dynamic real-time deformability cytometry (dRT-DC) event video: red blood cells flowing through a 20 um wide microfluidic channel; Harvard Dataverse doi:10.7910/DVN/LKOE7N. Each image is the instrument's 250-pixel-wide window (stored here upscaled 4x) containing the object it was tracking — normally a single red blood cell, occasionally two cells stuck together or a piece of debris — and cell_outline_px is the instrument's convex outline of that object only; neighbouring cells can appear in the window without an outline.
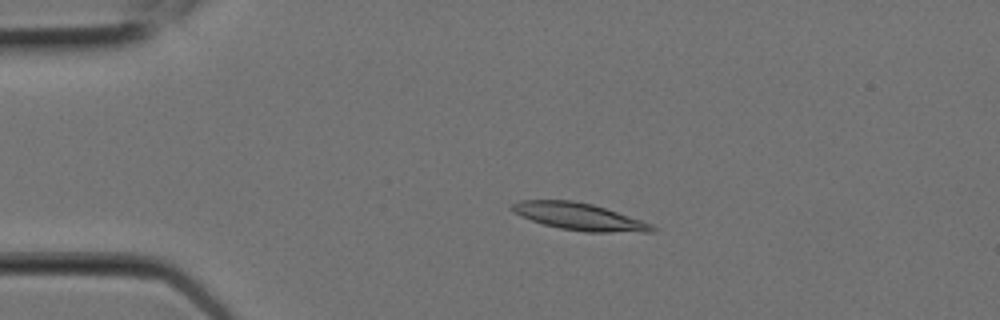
{"species": "Egyptian fruit bat (a non-hibernating species)", "species_latin": "Rousettus aegyptiacus", "temperature_condition": "room temperature", "stored_images_in_passage": 10, "camera_frame_rate_fps": 3000, "um_per_image_px": 0.085, "animal": {"sex": "female"}, "frame": {"image": 1, "passage_image": 4, "time_ms": 1.0, "image_size_px": [1000, 320], "cell_outline_px": [[656, 232], [584, 232], [560, 228], [544, 224], [520, 216], [512, 212], [508, 208], [512, 204], [520, 200], [572, 200], [592, 204], [652, 224], [656, 228]], "centroid_in_image_um": [49.19, 18.41], "position_along_channel_um": 35.8, "area_um2": 22.02}}
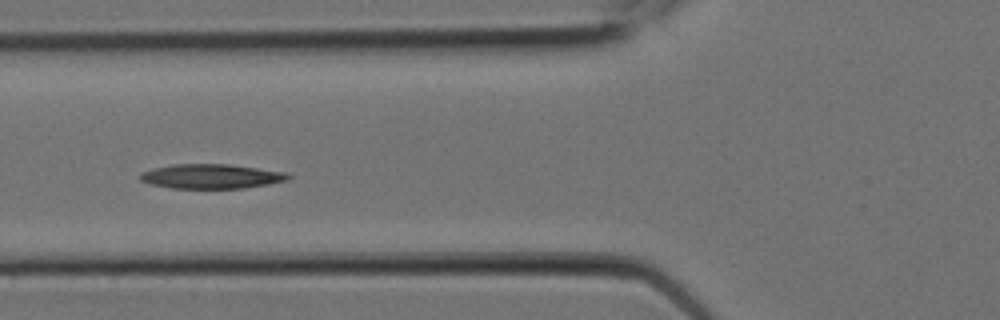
{"frame": {"image": 2, "passage_image": 7, "time_ms": 2.0, "image_size_px": [1000, 320], "cell_outline_px": [[292, 176], [288, 180], [268, 184], [244, 188], [172, 188], [148, 184], [140, 180], [140, 172], [152, 168], [172, 164], [228, 164], [288, 172]], "centroid_in_image_um": [17.95, 14.98], "position_along_channel_um": 107.9, "area_um2": 21.33}}
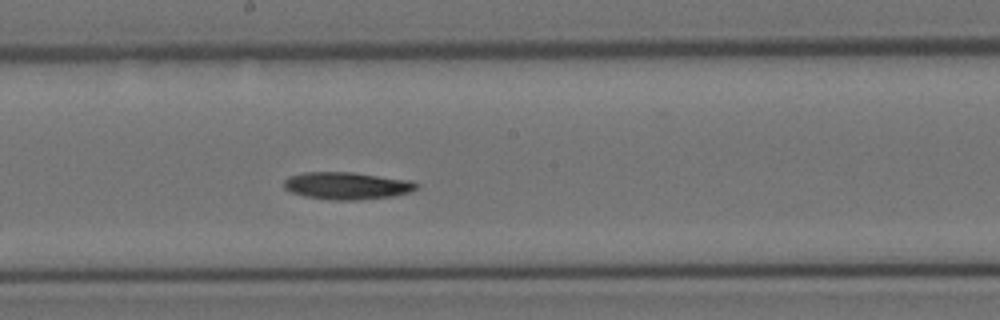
{"frame": {"image": 3, "passage_image": 10, "time_ms": 3.0, "image_size_px": [1000, 320], "cell_outline_px": [[420, 184], [416, 188], [408, 192], [392, 196], [356, 200], [328, 200], [304, 196], [292, 192], [284, 188], [284, 180], [288, 176], [304, 172], [352, 172], [412, 180]], "centroid_in_image_um": [29.47, 15.78], "position_along_channel_um": 218.7, "area_um2": 21.15}}